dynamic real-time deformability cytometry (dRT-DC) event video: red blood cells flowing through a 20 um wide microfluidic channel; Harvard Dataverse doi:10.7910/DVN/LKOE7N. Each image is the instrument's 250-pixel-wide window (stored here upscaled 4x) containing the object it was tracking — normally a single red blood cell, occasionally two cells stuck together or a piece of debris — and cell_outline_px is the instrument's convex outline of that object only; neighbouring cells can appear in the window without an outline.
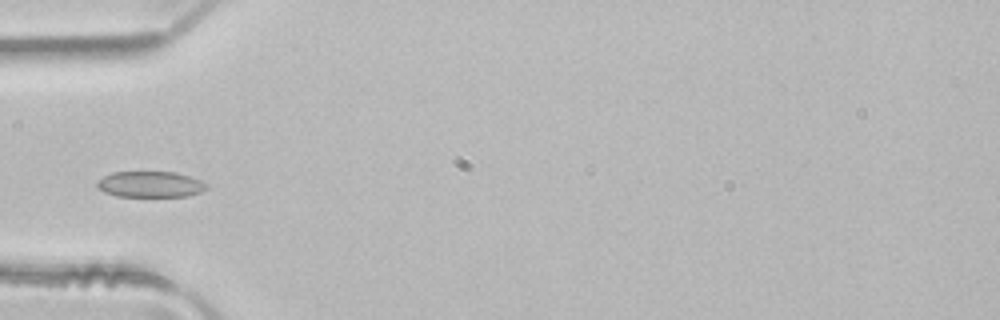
{"species": "common noctule bat (a hibernating species)", "species_latin": "Nyctalus noctula", "temperature_condition": "room temperature", "stored_images_in_passage": 4, "camera_frame_rate_fps": 3000, "um_per_image_px": 0.085, "animal": {"sex": "male", "body_mass_g": 21.5, "forearm_length_mm": 52.0}, "frame": {"image": 1, "passage_image": 3, "time_ms": 0.667, "image_size_px": [1000, 320], "cell_outline_px": [[208, 188], [200, 192], [188, 196], [116, 196], [104, 192], [96, 184], [96, 180], [112, 172], [176, 172], [200, 180], [208, 184]], "centroid_in_image_um": [12.77, 15.66], "position_along_channel_um": 72.2, "area_um2": 16.53}}
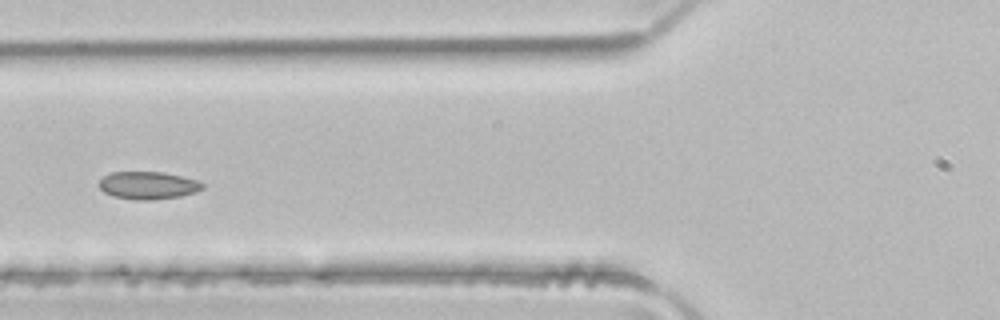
{"frame": {"image": 2, "passage_image": 4, "time_ms": 1.0, "image_size_px": [1000, 320], "cell_outline_px": [[204, 188], [196, 192], [180, 196], [152, 200], [136, 200], [112, 196], [104, 192], [100, 188], [100, 180], [104, 176], [112, 172], [164, 172], [196, 180], [204, 184]], "centroid_in_image_um": [12.59, 15.76], "position_along_channel_um": 113.2, "area_um2": 16.59}}